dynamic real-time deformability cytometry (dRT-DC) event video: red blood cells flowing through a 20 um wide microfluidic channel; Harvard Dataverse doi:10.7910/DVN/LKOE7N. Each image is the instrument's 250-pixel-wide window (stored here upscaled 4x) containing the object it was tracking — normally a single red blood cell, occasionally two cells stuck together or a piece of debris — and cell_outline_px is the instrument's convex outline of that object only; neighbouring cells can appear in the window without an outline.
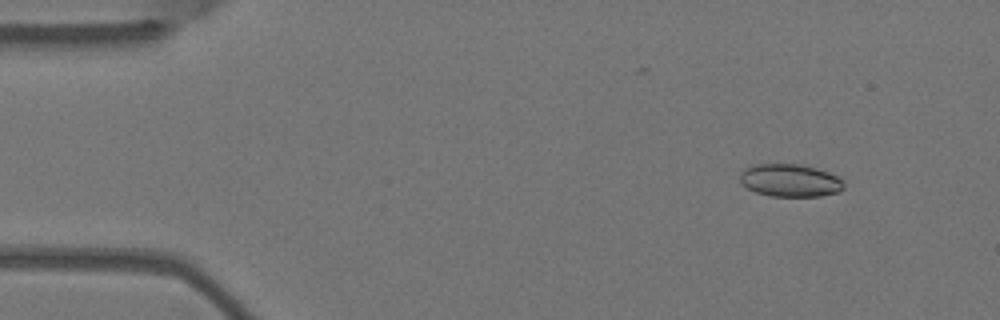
{"species": "Egyptian fruit bat (a non-hibernating species)", "species_latin": "Rousettus aegyptiacus", "temperature_condition": "warm", "stored_images_in_passage": 4, "camera_frame_rate_fps": 3000, "um_per_image_px": 0.085, "animal": {"sex": "female"}, "frame": {"image": 1, "passage_image": 1, "time_ms": 0.0, "image_size_px": [1000, 320], "cell_outline_px": [[844, 188], [840, 192], [820, 196], [768, 196], [756, 192], [740, 184], [740, 172], [744, 168], [752, 164], [800, 164], [816, 168], [840, 176], [844, 180]], "centroid_in_image_um": [67.17, 15.33], "position_along_channel_um": 17.8, "area_um2": 20.17}}